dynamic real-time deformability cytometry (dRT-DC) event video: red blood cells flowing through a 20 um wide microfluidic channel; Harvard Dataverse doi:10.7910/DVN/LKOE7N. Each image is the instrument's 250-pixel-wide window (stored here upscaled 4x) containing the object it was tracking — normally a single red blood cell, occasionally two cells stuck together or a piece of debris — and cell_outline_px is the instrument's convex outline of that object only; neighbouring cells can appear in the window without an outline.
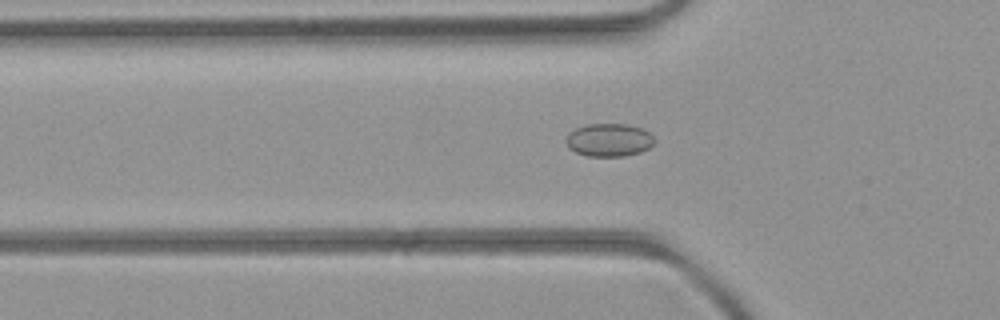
{"species": "common noctule bat (a hibernating species)", "species_latin": "Nyctalus noctula", "temperature_condition": "room temperature", "stored_images_in_passage": 45, "camera_frame_rate_fps": 3000, "um_per_image_px": 0.085, "animal": {"sex": "female", "body_mass_g": 21.9}, "frame": {"image": 1, "passage_image": 10, "time_ms": 3.0, "image_size_px": [1000, 320], "cell_outline_px": [[656, 140], [648, 148], [640, 152], [624, 156], [588, 156], [576, 152], [568, 148], [564, 140], [568, 132], [576, 128], [588, 124], [628, 124], [644, 128]], "centroid_in_image_um": [51.74, 11.89], "position_along_channel_um": 74.1, "area_um2": 17.17}}
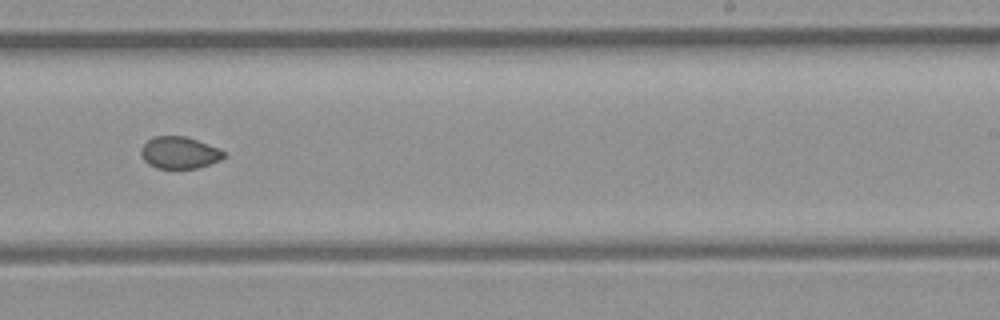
{"frame": {"image": 2, "passage_image": 25, "time_ms": 8.0, "image_size_px": [1000, 320], "cell_outline_px": [[228, 156], [220, 160], [200, 168], [156, 168], [148, 164], [144, 160], [140, 152], [140, 148], [148, 140], [156, 136], [184, 136], [196, 140], [216, 148], [224, 152]], "centroid_in_image_um": [15.24, 12.99], "position_along_channel_um": 273.8, "area_um2": 15.32}}
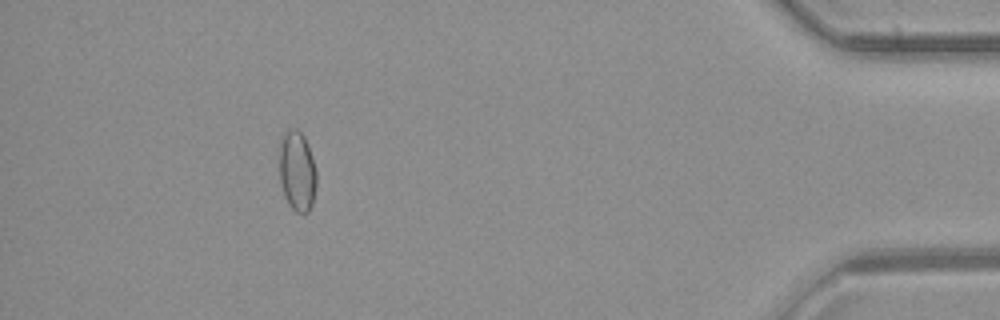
{"frame": {"image": 3, "passage_image": 40, "time_ms": 13.0, "image_size_px": [1000, 320], "cell_outline_px": [[316, 184], [312, 204], [308, 212], [296, 212], [288, 204], [284, 196], [280, 180], [276, 148], [284, 132], [288, 128], [296, 128], [304, 136], [316, 168]], "centroid_in_image_um": [25.2, 14.49], "position_along_channel_um": 410.0, "area_um2": 17.92}, "authors_computed_cell_mechanics": {"area_um2": 16.2418, "velocity_mm_per_s": 3.975, "shape_relaxation_time_tau1_ms": null, "shape_relaxation_time_tau2_ms": 2.2307, "deformation_change_tau1": null, "deformation_change_tau2": 0.0505}}